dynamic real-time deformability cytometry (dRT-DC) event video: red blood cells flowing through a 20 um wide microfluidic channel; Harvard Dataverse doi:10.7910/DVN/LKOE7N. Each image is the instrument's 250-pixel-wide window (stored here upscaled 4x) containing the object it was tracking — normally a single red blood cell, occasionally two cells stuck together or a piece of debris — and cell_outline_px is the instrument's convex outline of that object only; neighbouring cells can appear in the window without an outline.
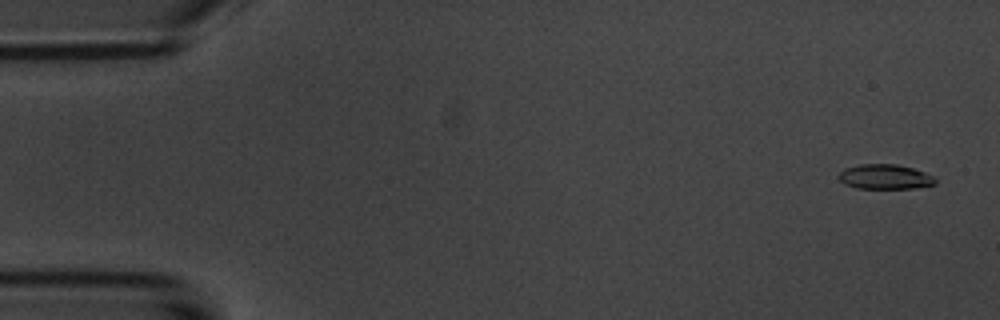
{"species": "common noctule bat (a hibernating species)", "species_latin": "Nyctalus noctula", "temperature_condition": "room temperature", "stored_images_in_passage": 5, "camera_frame_rate_fps": 3000, "um_per_image_px": 0.085, "animal": {"sex": "male", "body_mass_g": 20.1, "forearm_length_mm": 53.5}, "frame": {"image": 1, "passage_image": 1, "time_ms": 0.0, "image_size_px": [1000, 320], "cell_outline_px": [[936, 184], [912, 188], [856, 188], [844, 184], [836, 176], [844, 168], [860, 164], [896, 164], [912, 168], [936, 176]], "centroid_in_image_um": [75.21, 15.02], "position_along_channel_um": 9.8, "area_um2": 14.05}}
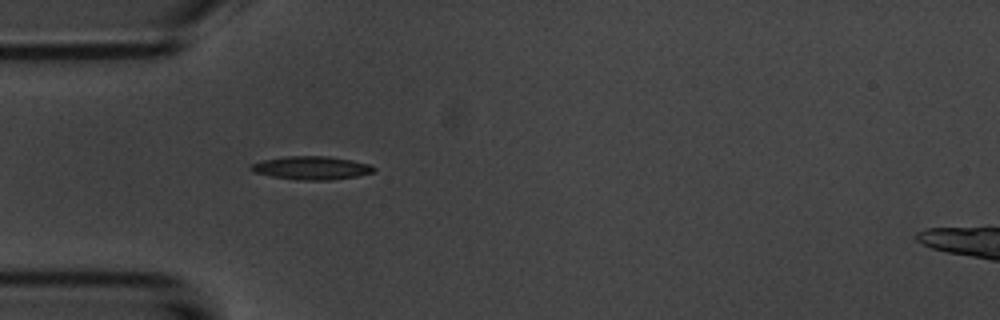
{"frame": {"image": 2, "passage_image": 5, "time_ms": 4.667, "image_size_px": [1000, 320], "cell_outline_px": [[376, 168], [372, 172], [356, 176], [328, 180], [300, 180], [272, 176], [252, 172], [248, 168], [252, 164], [260, 160], [284, 156], [328, 156], [352, 160], [372, 164]], "centroid_in_image_um": [26.45, 14.26], "position_along_channel_um": 58.6, "area_um2": 16.76}}